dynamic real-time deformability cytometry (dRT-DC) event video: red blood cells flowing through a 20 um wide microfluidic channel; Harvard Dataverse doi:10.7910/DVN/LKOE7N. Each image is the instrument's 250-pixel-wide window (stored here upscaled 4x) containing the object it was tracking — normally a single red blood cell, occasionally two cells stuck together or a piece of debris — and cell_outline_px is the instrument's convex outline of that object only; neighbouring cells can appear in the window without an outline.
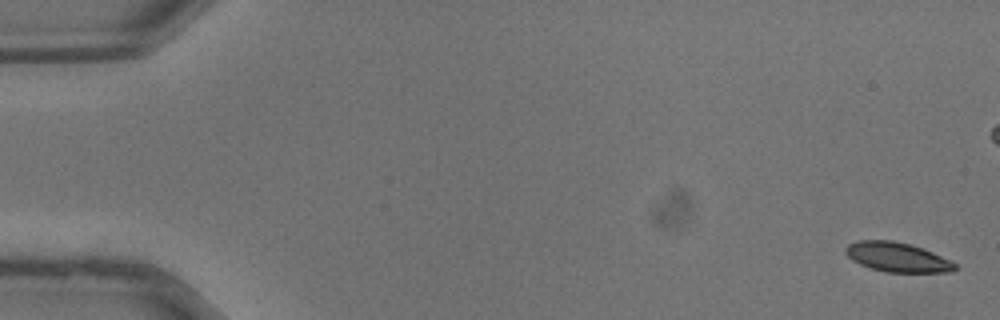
{"species": "common noctule bat (a hibernating species)", "species_latin": "Nyctalus noctula", "temperature_condition": "warm", "stored_images_in_passage": 38, "camera_frame_rate_fps": 3000, "um_per_image_px": 0.085, "animal": {"sex": "male", "body_mass_g": 13.3}, "frame": {"image": 1, "passage_image": 1, "time_ms": 0.0, "image_size_px": [1000, 320], "cell_outline_px": [[956, 268], [952, 272], [884, 272], [860, 264], [852, 260], [844, 252], [844, 248], [848, 244], [856, 240], [892, 240], [924, 248], [956, 264]], "centroid_in_image_um": [76.22, 21.85], "position_along_channel_um": 8.8, "area_um2": 18.73}}
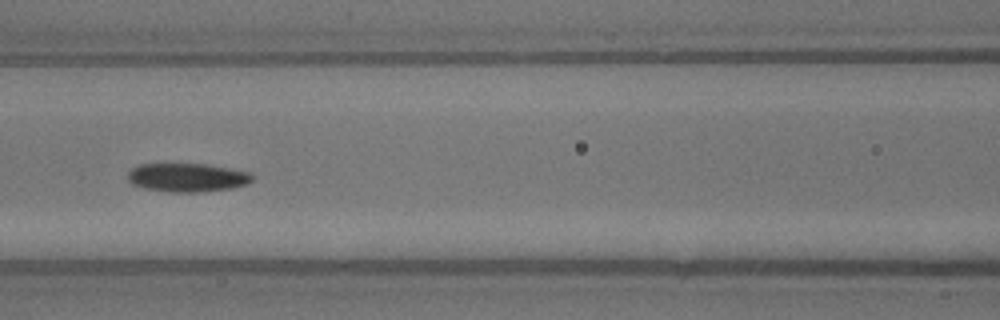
{"frame": {"image": 2, "passage_image": 17, "time_ms": 5.333, "image_size_px": [1000, 320], "cell_outline_px": [[252, 180], [248, 184], [232, 188], [200, 192], [168, 192], [144, 188], [132, 184], [128, 180], [128, 172], [132, 168], [140, 164], [204, 164], [252, 172]], "centroid_in_image_um": [15.92, 15.09], "position_along_channel_um": 150.7, "area_um2": 20.81}}
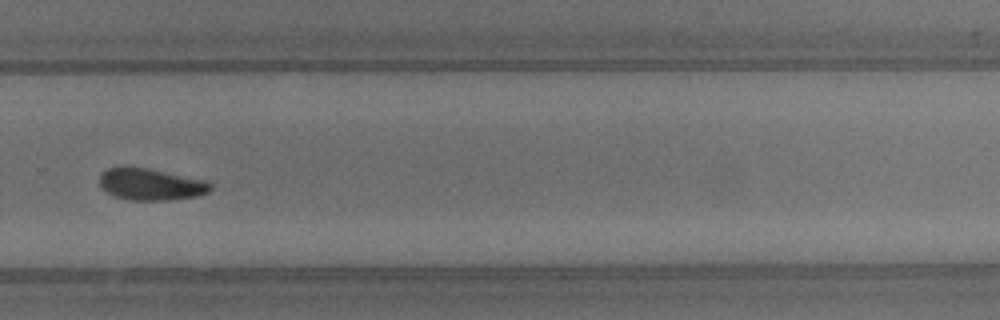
{"frame": {"image": 3, "passage_image": 26, "time_ms": 8.333, "image_size_px": [1000, 320], "cell_outline_px": [[212, 188], [208, 192], [196, 196], [168, 200], [132, 200], [112, 196], [100, 188], [100, 176], [108, 168], [148, 168], [204, 180], [212, 184]], "centroid_in_image_um": [12.81, 15.69], "position_along_channel_um": 317.0, "area_um2": 20.23}}